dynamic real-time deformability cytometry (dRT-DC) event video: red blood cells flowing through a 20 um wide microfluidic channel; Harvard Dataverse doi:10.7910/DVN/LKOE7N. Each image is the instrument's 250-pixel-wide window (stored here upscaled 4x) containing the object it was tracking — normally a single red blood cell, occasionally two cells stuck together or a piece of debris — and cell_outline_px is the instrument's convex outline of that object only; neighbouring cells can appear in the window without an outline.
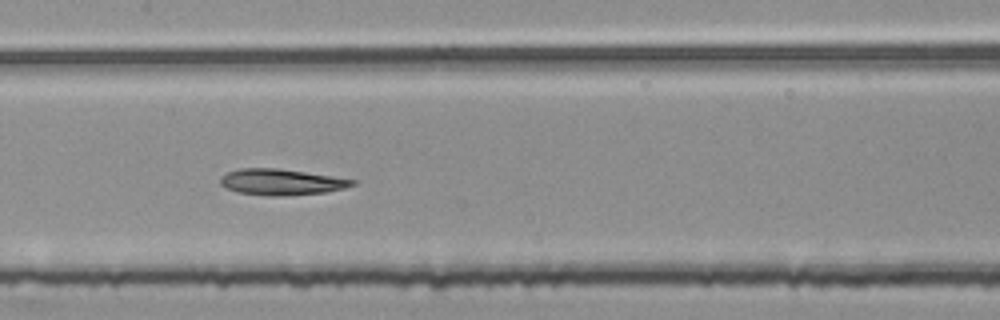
{"species": "common noctule bat (a hibernating species)", "species_latin": "Nyctalus noctula", "temperature_condition": "room temperature", "stored_images_in_passage": 52, "segment_of_instrument_passage": [2, 2], "camera_frame_rate_fps": 3000, "um_per_image_px": 0.085, "animal": {"sex": "female", "body_mass_g": 25.1}, "frame": {"image": 1, "passage_image": 26, "time_ms": 8.333, "image_size_px": [1000, 320], "cell_outline_px": [[356, 184], [344, 188], [324, 192], [280, 196], [268, 196], [236, 192], [224, 188], [220, 184], [220, 176], [228, 172], [240, 168], [276, 168], [304, 172], [356, 180]], "centroid_in_image_um": [23.84, 15.47], "position_along_channel_um": 183.6, "area_um2": 19.94}}
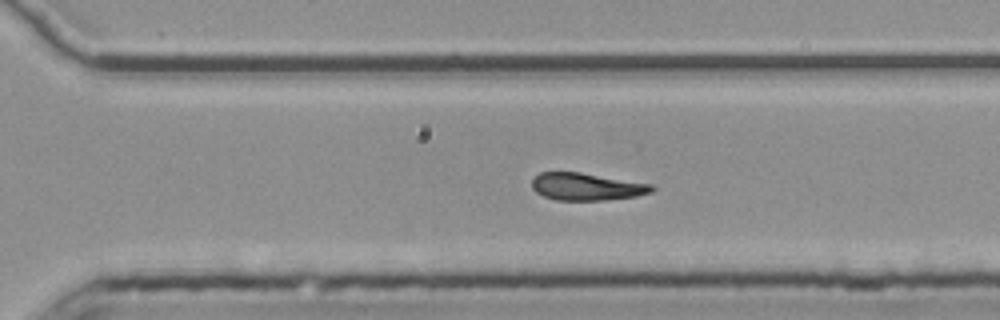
{"frame": {"image": 2, "passage_image": 37, "time_ms": 12.0, "image_size_px": [1000, 320], "cell_outline_px": [[656, 188], [652, 192], [636, 196], [604, 200], [556, 200], [544, 196], [536, 192], [532, 188], [532, 180], [540, 172], [580, 172], [652, 184]], "centroid_in_image_um": [49.87, 15.86], "position_along_channel_um": 320.7, "area_um2": 19.07}}
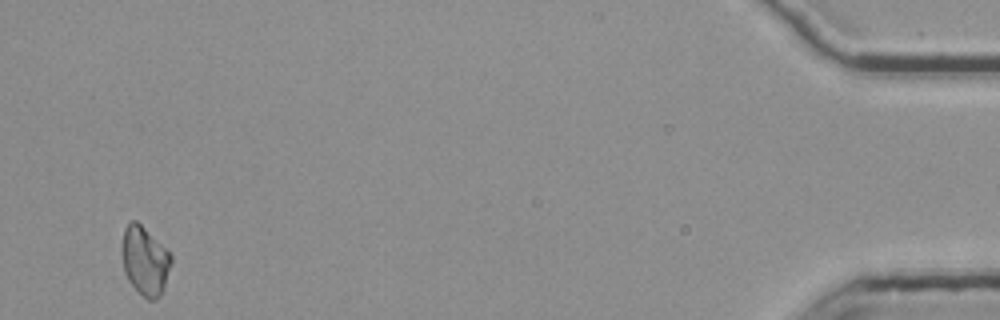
{"frame": {"image": 3, "passage_image": 52, "time_ms": 17.0, "image_size_px": [1000, 320], "cell_outline_px": [[172, 264], [164, 288], [160, 296], [156, 300], [148, 300], [128, 280], [124, 272], [120, 252], [124, 228], [132, 220], [136, 220], [172, 256]], "centroid_in_image_um": [12.3, 22.18], "position_along_channel_um": 422.9, "area_um2": 19.65}}